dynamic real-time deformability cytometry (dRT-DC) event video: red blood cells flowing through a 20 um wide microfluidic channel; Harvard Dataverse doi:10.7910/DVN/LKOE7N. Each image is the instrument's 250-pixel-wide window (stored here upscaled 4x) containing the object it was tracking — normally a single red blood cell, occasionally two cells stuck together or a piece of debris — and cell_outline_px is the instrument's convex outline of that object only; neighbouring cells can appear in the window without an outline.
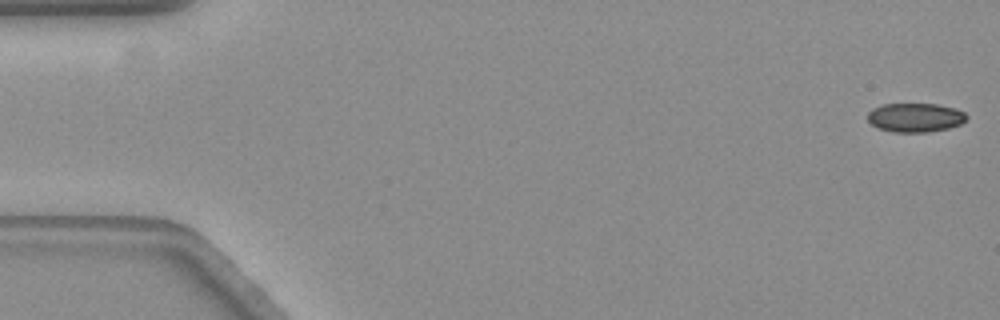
{"species": "common noctule bat (a hibernating species)", "species_latin": "Nyctalus noctula", "temperature_condition": "warm", "stored_images_in_passage": 58, "camera_frame_rate_fps": 3000, "um_per_image_px": 0.085, "animal": {"sex": "female", "body_mass_g": 19.3, "forearm_length_mm": 54.1}, "frame": {"image": 1, "passage_image": 1, "time_ms": 0.0, "image_size_px": [1000, 320], "cell_outline_px": [[968, 116], [960, 124], [948, 128], [924, 132], [892, 132], [880, 128], [872, 124], [868, 120], [868, 112], [872, 108], [884, 104], [936, 104], [956, 108], [964, 112]], "centroid_in_image_um": [77.79, 9.98], "position_along_channel_um": 7.2, "area_um2": 16.59}}
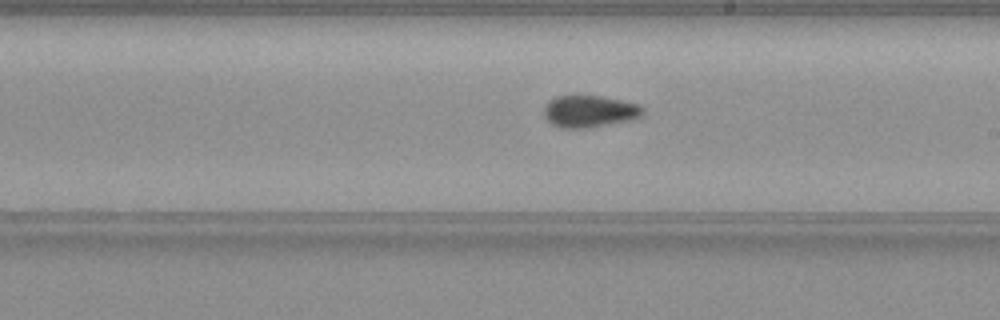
{"frame": {"image": 2, "passage_image": 33, "time_ms": 10.667, "image_size_px": [1000, 320], "cell_outline_px": [[644, 112], [640, 116], [632, 120], [592, 128], [560, 128], [552, 124], [544, 116], [544, 108], [548, 100], [556, 96], [600, 96], [640, 104], [644, 108]], "centroid_in_image_um": [50.12, 9.48], "position_along_channel_um": 238.9, "area_um2": 18.61}}
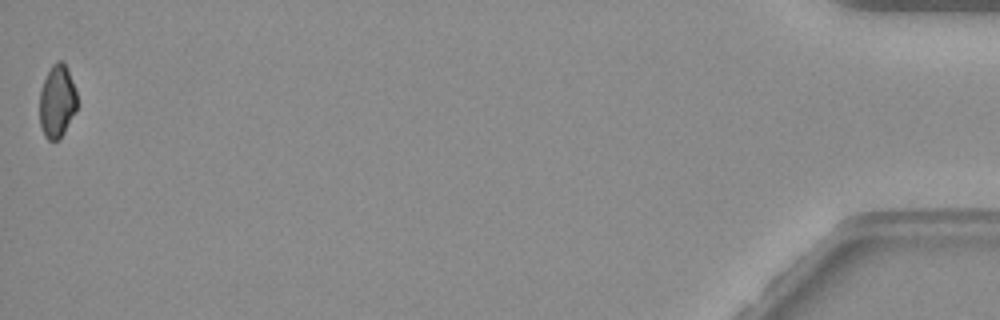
{"frame": {"image": 3, "passage_image": 58, "time_ms": 19.0, "image_size_px": [1000, 320], "cell_outline_px": [[76, 112], [60, 140], [48, 140], [44, 136], [40, 124], [40, 88], [52, 64], [56, 60], [60, 60], [68, 68], [76, 92]], "centroid_in_image_um": [4.85, 8.63], "position_along_channel_um": 430.3, "area_um2": 16.01}, "authors_computed_cell_mechanics": {"area_um2": 17.7446, "velocity_mm_per_s": 3.5422, "shape_relaxation_time_tau1_ms": 10.0483, "shape_relaxation_time_tau2_ms": 8.1279, "deformation_change_tau1": 0.1438, "deformation_change_tau2": 0.1015}}